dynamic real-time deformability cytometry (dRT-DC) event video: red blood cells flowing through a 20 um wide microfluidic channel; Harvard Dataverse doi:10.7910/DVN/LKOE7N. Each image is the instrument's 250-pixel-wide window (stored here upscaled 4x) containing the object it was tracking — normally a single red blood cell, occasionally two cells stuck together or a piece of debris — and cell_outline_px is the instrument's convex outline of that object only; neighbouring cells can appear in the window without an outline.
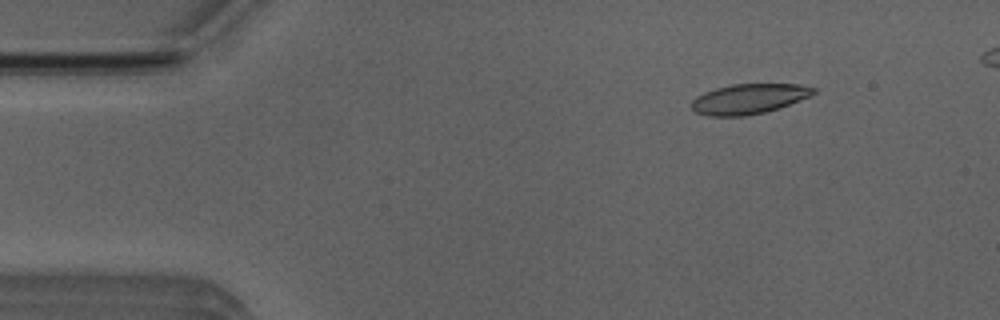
{"species": "Egyptian fruit bat (a non-hibernating species)", "species_latin": "Rousettus aegyptiacus", "temperature_condition": "room temperature", "stored_images_in_passage": 5, "camera_frame_rate_fps": 3000, "um_per_image_px": 0.085, "animal": {"sex": "male"}, "frame": {"image": 1, "passage_image": 2, "time_ms": 1.0, "image_size_px": [1000, 320], "cell_outline_px": [[816, 92], [808, 96], [788, 104], [764, 112], [744, 116], [708, 116], [696, 112], [692, 108], [692, 100], [696, 96], [704, 92], [716, 88], [732, 84], [800, 84], [816, 88]], "centroid_in_image_um": [63.61, 8.39], "position_along_channel_um": 21.4, "area_um2": 21.1}}